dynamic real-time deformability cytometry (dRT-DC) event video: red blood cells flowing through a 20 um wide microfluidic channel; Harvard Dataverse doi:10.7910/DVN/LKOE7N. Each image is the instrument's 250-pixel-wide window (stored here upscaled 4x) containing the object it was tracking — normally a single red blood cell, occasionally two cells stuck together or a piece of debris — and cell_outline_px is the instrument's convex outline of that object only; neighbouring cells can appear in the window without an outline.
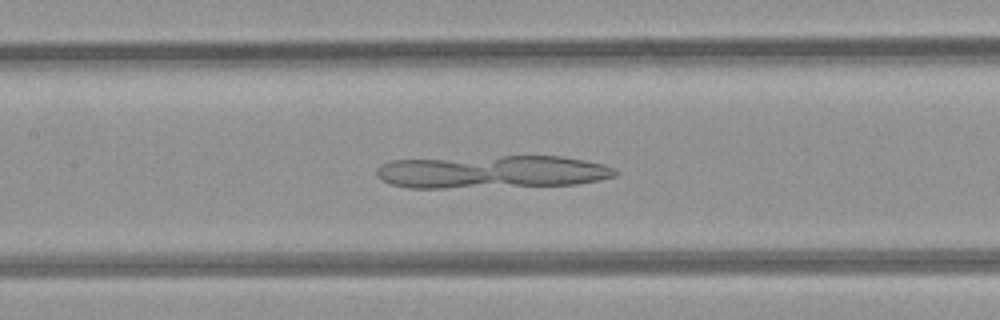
{"species": "common noctule bat (a hibernating species)", "species_latin": "Nyctalus noctula", "temperature_condition": "room temperature", "stored_images_in_passage": 49, "camera_frame_rate_fps": 3000, "um_per_image_px": 0.085, "animal": {"sex": "female", "body_mass_g": 21.9}, "frame": {"image": 1, "passage_image": 22, "time_ms": 7.0, "image_size_px": [1000, 320], "cell_outline_px": [[620, 172], [616, 176], [600, 180], [576, 184], [444, 188], [408, 188], [388, 184], [380, 180], [376, 176], [376, 168], [380, 164], [388, 160], [500, 156], [560, 156], [584, 160], [604, 164], [616, 168]], "centroid_in_image_um": [41.78, 14.6], "position_along_channel_um": 165.6, "area_um2": 46.24}}
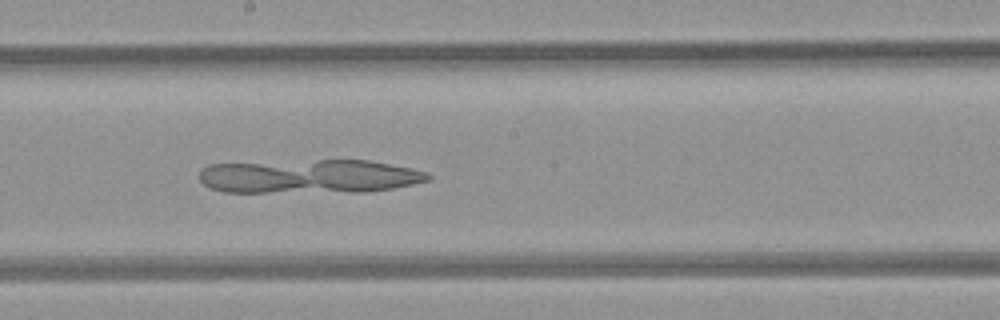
{"frame": {"image": 2, "passage_image": 26, "time_ms": 8.333, "image_size_px": [1000, 320], "cell_outline_px": [[432, 176], [428, 180], [412, 184], [392, 188], [364, 192], [224, 192], [208, 188], [200, 180], [200, 168], [208, 164], [320, 160], [368, 160], [412, 168], [428, 172]], "centroid_in_image_um": [26.28, 15.0], "position_along_channel_um": 221.9, "area_um2": 45.32}}